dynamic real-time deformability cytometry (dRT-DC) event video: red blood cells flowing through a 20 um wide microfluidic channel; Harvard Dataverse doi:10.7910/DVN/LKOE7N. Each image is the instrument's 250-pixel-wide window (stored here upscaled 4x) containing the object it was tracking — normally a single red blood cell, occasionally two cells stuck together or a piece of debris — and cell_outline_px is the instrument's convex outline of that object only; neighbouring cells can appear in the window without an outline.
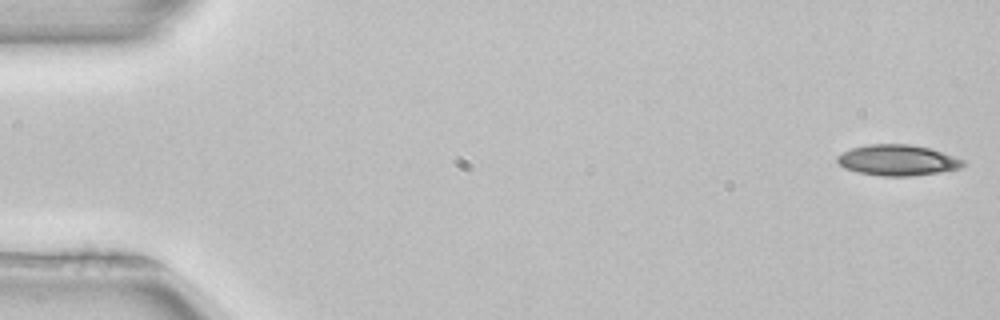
{"species": "common noctule bat (a hibernating species)", "species_latin": "Nyctalus noctula", "temperature_condition": "room temperature", "stored_images_in_passage": 52, "camera_frame_rate_fps": 3000, "um_per_image_px": 0.085, "animal": {"sex": "female", "body_mass_g": 22.7, "forearm_length_mm": 54.2}, "frame": {"image": 1, "passage_image": 1, "time_ms": 0.0, "image_size_px": [1000, 320], "cell_outline_px": [[964, 164], [960, 168], [940, 172], [912, 176], [884, 176], [856, 172], [844, 168], [836, 160], [836, 156], [852, 148], [868, 144], [908, 144], [928, 148], [964, 160]], "centroid_in_image_um": [76.25, 13.62], "position_along_channel_um": 8.7, "area_um2": 22.37}}
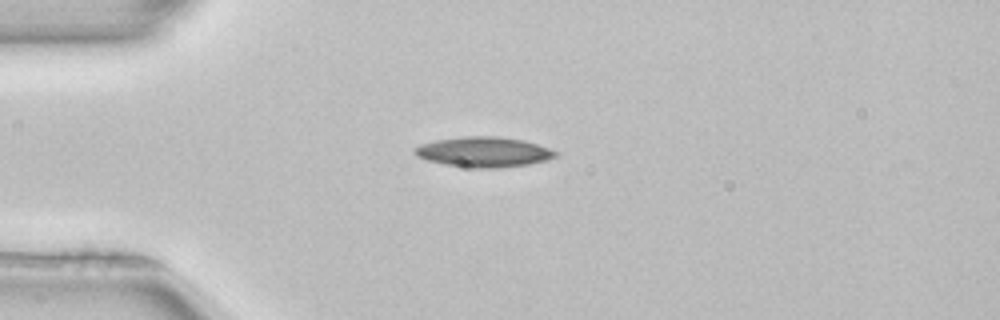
{"frame": {"image": 2, "passage_image": 13, "time_ms": 4.0, "image_size_px": [1000, 320], "cell_outline_px": [[556, 156], [548, 160], [528, 164], [496, 168], [476, 168], [444, 164], [428, 160], [416, 156], [412, 152], [412, 148], [420, 144], [436, 140], [460, 136], [500, 136], [524, 140], [548, 148], [556, 152]], "centroid_in_image_um": [41.07, 12.91], "position_along_channel_um": 43.9, "area_um2": 24.8}}
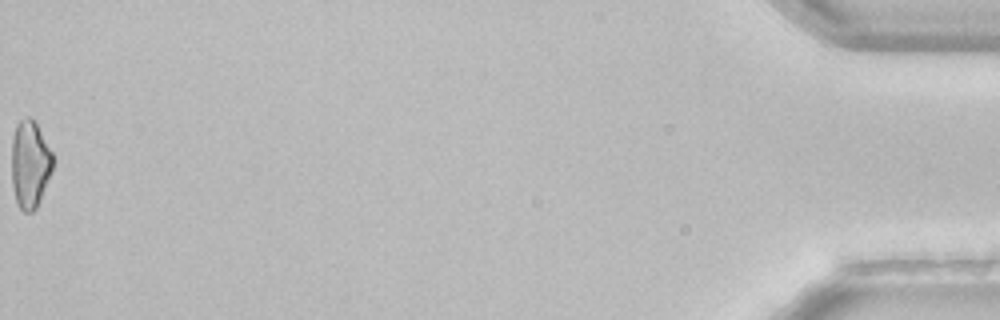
{"frame": {"image": 3, "passage_image": 52, "time_ms": 17.0, "image_size_px": [1000, 320], "cell_outline_px": [[52, 168], [36, 208], [32, 212], [24, 212], [16, 204], [12, 184], [12, 136], [16, 124], [24, 116], [28, 116], [36, 124], [52, 152]], "centroid_in_image_um": [2.51, 13.95], "position_along_channel_um": 432.7, "area_um2": 20.75}, "authors_computed_cell_mechanics": {"area_um2": 22.4264, "velocity_mm_per_s": 3.9622, "shape_relaxation_time_tau1_ms": 8.0084, "shape_relaxation_time_tau2_ms": null, "deformation_change_tau1": 0.185, "deformation_change_tau2": null}}